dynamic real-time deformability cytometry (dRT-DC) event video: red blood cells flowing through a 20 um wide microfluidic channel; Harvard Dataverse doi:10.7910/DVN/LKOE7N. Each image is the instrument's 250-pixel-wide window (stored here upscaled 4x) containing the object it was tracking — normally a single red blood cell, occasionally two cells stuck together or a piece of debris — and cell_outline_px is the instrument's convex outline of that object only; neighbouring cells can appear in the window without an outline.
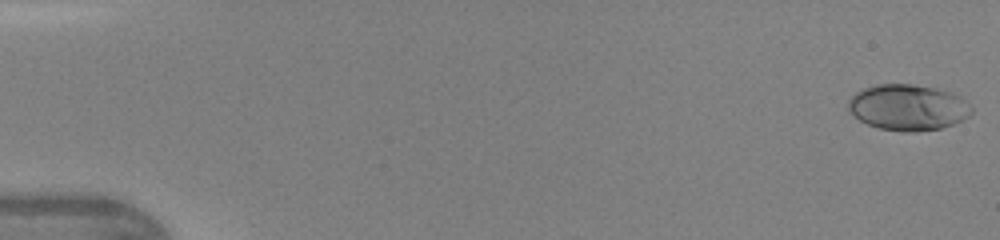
{"species": "human", "species_latin": "Homo sapiens", "temperature_condition": "warm", "stored_images_in_passage": 14, "camera_frame_rate_fps": 3000, "um_per_image_px": 0.085, "donor": {"sex": "female"}, "frame": {"image": 1, "passage_image": 1, "time_ms": 0.0, "image_size_px": [1000, 240], "cell_outline_px": [[972, 112], [968, 116], [952, 124], [940, 128], [916, 132], [904, 132], [880, 128], [868, 124], [860, 120], [848, 112], [848, 100], [856, 92], [864, 88], [876, 84], [912, 84], [936, 88], [952, 92], [960, 96], [972, 108]], "centroid_in_image_um": [77.15, 9.12], "position_along_channel_um": 7.8, "area_um2": 33.0}}
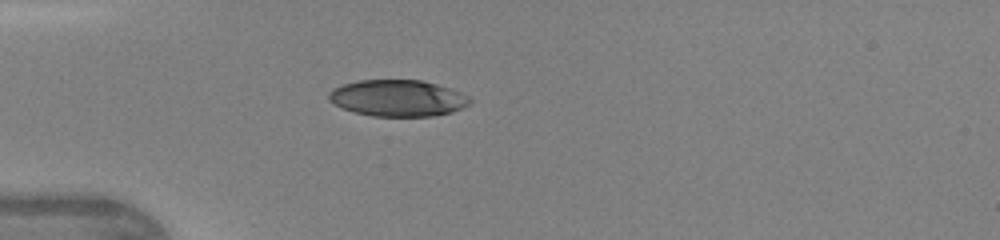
{"frame": {"image": 2, "passage_image": 12, "time_ms": 3.667, "image_size_px": [1000, 240], "cell_outline_px": [[472, 100], [468, 104], [452, 112], [432, 116], [372, 116], [356, 112], [344, 108], [328, 100], [328, 92], [332, 88], [344, 84], [360, 80], [420, 80], [452, 88], [468, 96]], "centroid_in_image_um": [33.81, 8.33], "position_along_channel_um": 51.2, "area_um2": 29.82}}
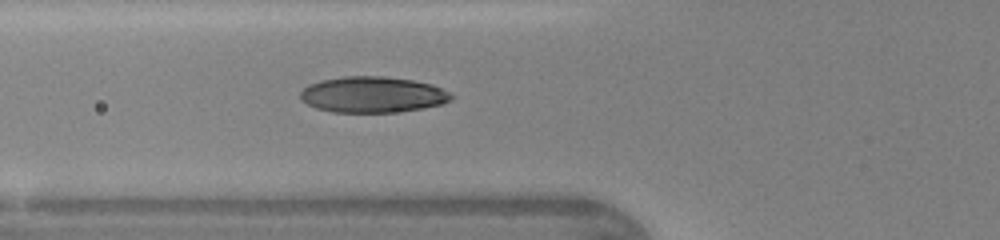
{"frame": {"image": 3, "passage_image": 14, "time_ms": 4.333, "image_size_px": [1000, 240], "cell_outline_px": [[456, 96], [452, 100], [444, 104], [424, 108], [392, 112], [332, 112], [316, 108], [300, 100], [300, 92], [308, 84], [320, 80], [344, 76], [380, 76], [412, 80], [432, 84]], "centroid_in_image_um": [31.68, 8.04], "position_along_channel_um": 94.1, "area_um2": 31.79}}